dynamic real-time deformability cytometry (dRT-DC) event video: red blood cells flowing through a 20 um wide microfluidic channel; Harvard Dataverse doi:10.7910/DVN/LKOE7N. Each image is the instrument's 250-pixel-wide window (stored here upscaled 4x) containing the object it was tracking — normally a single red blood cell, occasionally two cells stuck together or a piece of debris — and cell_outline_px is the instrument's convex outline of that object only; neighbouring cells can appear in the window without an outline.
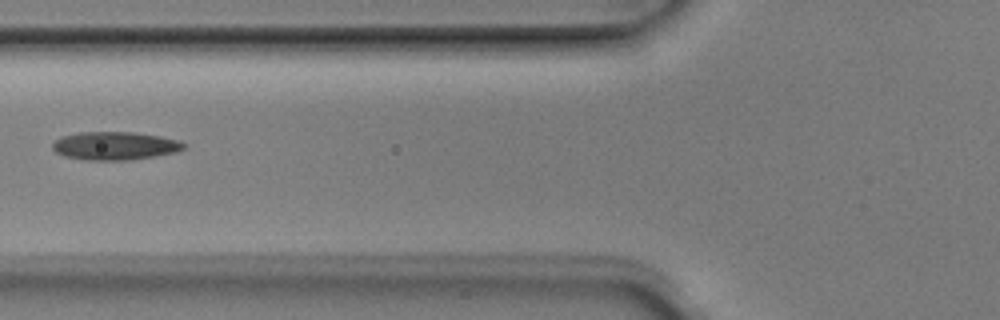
{"species": "Egyptian fruit bat (a non-hibernating species)", "species_latin": "Rousettus aegyptiacus", "temperature_condition": "room temperature", "stored_images_in_passage": 5, "camera_frame_rate_fps": 3000, "um_per_image_px": 0.085, "animal": {"sex": "male"}, "frame": {"image": 1, "passage_image": 5, "time_ms": 1.333, "image_size_px": [1000, 320], "cell_outline_px": [[188, 144], [184, 148], [176, 152], [132, 160], [84, 160], [64, 156], [56, 152], [52, 148], [52, 144], [60, 136], [80, 132], [132, 132], [160, 136], [180, 140]], "centroid_in_image_um": [9.78, 12.39], "position_along_channel_um": 116.0, "area_um2": 21.73}}